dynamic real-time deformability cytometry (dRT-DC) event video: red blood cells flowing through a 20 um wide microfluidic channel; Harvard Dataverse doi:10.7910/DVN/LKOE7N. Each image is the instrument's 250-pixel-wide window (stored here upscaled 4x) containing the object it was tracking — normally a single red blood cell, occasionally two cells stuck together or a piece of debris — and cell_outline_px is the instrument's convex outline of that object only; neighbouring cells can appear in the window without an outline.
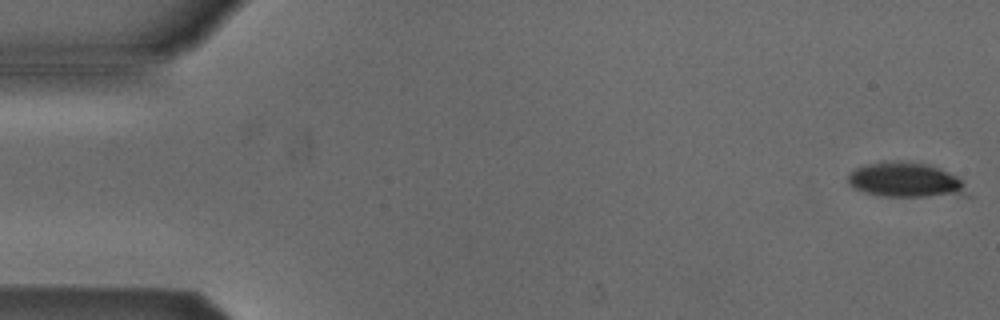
{"species": "Egyptian fruit bat (a non-hibernating species)", "species_latin": "Rousettus aegyptiacus", "temperature_condition": "cold", "stored_images_in_passage": 5, "camera_frame_rate_fps": 3000, "um_per_image_px": 0.085, "animal": {"sex": "male"}, "frame": {"image": 1, "passage_image": 1, "time_ms": 0.0, "image_size_px": [1000, 320], "cell_outline_px": [[972, 196], [880, 196], [864, 192], [852, 188], [848, 184], [848, 176], [856, 168], [880, 160], [900, 160], [924, 164], [948, 172], [964, 180]], "centroid_in_image_um": [77.02, 15.31], "position_along_channel_um": 8.0, "area_um2": 24.62}}